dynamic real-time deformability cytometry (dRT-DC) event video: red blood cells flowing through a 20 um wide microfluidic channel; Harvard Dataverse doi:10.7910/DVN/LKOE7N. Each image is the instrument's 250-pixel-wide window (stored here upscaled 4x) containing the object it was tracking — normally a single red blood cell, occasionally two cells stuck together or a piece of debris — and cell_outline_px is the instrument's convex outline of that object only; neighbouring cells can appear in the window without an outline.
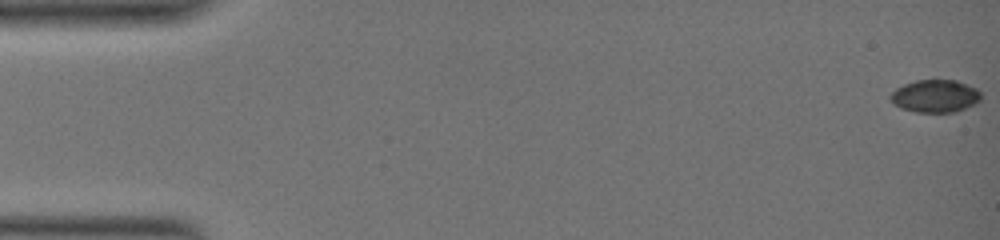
{"species": "common noctule bat (a hibernating species)", "species_latin": "Nyctalus noctula", "temperature_condition": "warm", "stored_images_in_passage": 4, "camera_frame_rate_fps": 3000, "um_per_image_px": 0.085, "animal": {"sex": "female", "body_mass_g": 19.0, "forearm_length_mm": 51.5}, "frame": {"image": 1, "passage_image": 1, "time_ms": 0.0, "image_size_px": [1000, 240], "cell_outline_px": [[980, 100], [976, 104], [956, 112], [916, 112], [900, 108], [888, 96], [896, 88], [904, 84], [916, 80], [956, 80], [976, 88], [980, 92]], "centroid_in_image_um": [79.5, 8.17], "position_along_channel_um": 5.5, "area_um2": 17.22}}